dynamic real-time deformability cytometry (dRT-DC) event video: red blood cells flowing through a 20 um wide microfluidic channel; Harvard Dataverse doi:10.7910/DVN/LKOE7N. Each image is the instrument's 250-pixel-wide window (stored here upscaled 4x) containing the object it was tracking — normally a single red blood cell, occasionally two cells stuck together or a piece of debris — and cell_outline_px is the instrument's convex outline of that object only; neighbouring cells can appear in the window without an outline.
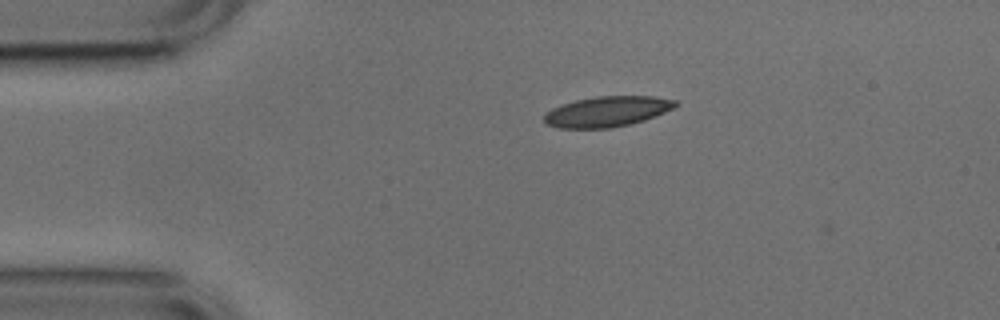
{"species": "common noctule bat (a hibernating species)", "species_latin": "Nyctalus noctula", "temperature_condition": "cold", "stored_images_in_passage": 4, "camera_frame_rate_fps": 3000, "um_per_image_px": 0.085, "animal": {"sex": "male", "body_mass_g": 17.9, "forearm_length_mm": 54.2}, "frame": {"image": 1, "passage_image": 2, "time_ms": 0.333, "image_size_px": [1000, 320], "cell_outline_px": [[680, 104], [664, 112], [644, 120], [612, 128], [556, 128], [544, 124], [544, 112], [552, 108], [576, 100], [596, 96], [652, 96], [676, 100]], "centroid_in_image_um": [51.57, 9.48], "position_along_channel_um": 33.4, "area_um2": 23.29}}